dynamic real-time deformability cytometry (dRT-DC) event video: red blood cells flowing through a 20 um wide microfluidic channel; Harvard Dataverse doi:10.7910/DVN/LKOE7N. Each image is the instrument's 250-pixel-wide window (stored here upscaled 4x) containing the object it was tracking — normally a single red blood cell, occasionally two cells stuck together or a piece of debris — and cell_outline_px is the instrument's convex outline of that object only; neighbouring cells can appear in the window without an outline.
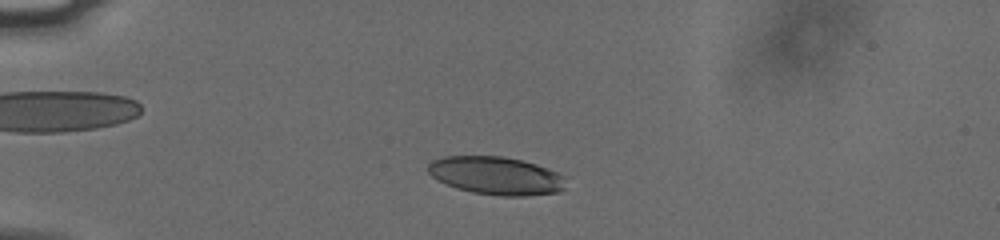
{"species": "human", "species_latin": "Homo sapiens", "temperature_condition": "cold", "stored_images_in_passage": 42, "camera_frame_rate_fps": 3000, "um_per_image_px": 0.085, "donor": {"sex": "male"}, "frame": {"image": 1, "passage_image": 7, "time_ms": 2.0, "image_size_px": [1000, 240], "cell_outline_px": [[564, 188], [560, 192], [524, 196], [500, 196], [472, 192], [456, 188], [432, 176], [428, 172], [428, 164], [432, 160], [444, 156], [504, 156], [536, 164], [548, 168], [564, 176]], "centroid_in_image_um": [42.17, 14.93], "position_along_channel_um": 42.8, "area_um2": 30.46}}
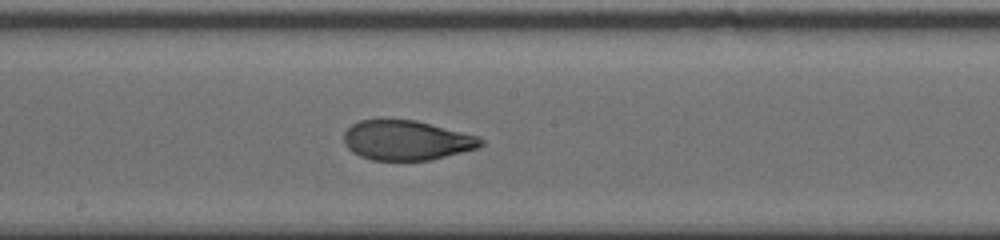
{"frame": {"image": 2, "passage_image": 24, "time_ms": 7.667, "image_size_px": [1000, 240], "cell_outline_px": [[484, 144], [476, 148], [428, 160], [372, 160], [360, 156], [352, 152], [344, 144], [344, 132], [352, 124], [360, 120], [416, 120], [480, 136], [484, 140]], "centroid_in_image_um": [34.55, 11.92], "position_along_channel_um": 213.6, "area_um2": 31.56}}
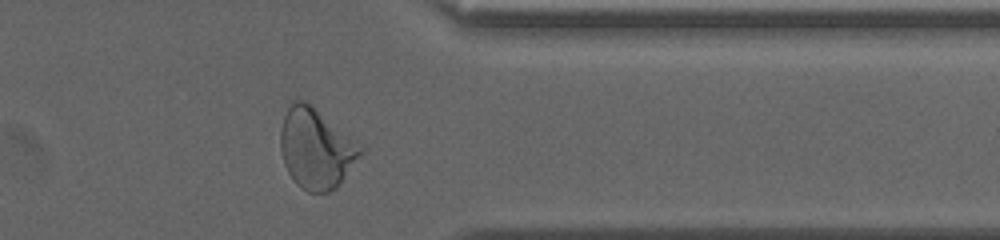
{"frame": {"image": 3, "passage_image": 38, "time_ms": 12.333, "image_size_px": [1000, 240], "cell_outline_px": [[368, 148], [336, 188], [328, 192], [308, 192], [300, 188], [292, 180], [284, 164], [280, 148], [280, 128], [284, 116], [288, 108], [296, 100], [304, 100]], "centroid_in_image_um": [26.9, 12.65], "position_along_channel_um": 384.5, "area_um2": 37.74}, "authors_computed_cell_mechanics": {"area_um2": 32.5992, "velocity_mm_per_s": 3.7795, "shape_relaxation_time_tau1_ms": 5.7465, "shape_relaxation_time_tau2_ms": 1.141, "deformation_change_tau1": 0.1898, "deformation_change_tau2": 0.0675}}